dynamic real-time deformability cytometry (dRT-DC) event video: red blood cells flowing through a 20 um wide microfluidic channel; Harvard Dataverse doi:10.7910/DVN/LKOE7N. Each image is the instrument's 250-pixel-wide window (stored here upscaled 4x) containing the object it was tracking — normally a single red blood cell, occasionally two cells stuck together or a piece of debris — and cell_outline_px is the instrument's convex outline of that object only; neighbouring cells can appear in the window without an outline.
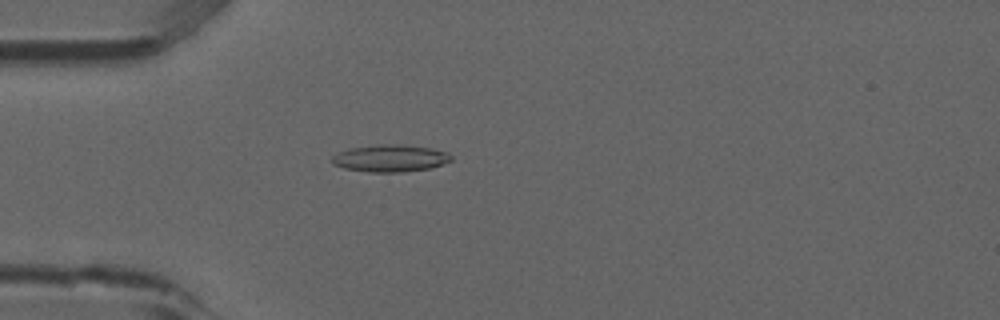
{"species": "common noctule bat (a hibernating species)", "species_latin": "Nyctalus noctula", "temperature_condition": "room temperature", "stored_images_in_passage": 3, "camera_frame_rate_fps": 3000, "um_per_image_px": 0.085, "animal": {"sex": "male", "forearm_length_mm": 52.5}, "frame": {"image": 1, "passage_image": 3, "time_ms": 0.667, "image_size_px": [1000, 320], "cell_outline_px": [[452, 160], [432, 168], [400, 172], [368, 172], [344, 168], [332, 164], [332, 156], [348, 148], [376, 144], [400, 144], [428, 148], [448, 152], [452, 156]], "centroid_in_image_um": [33.16, 13.45], "position_along_channel_um": 51.8, "area_um2": 18.9}}